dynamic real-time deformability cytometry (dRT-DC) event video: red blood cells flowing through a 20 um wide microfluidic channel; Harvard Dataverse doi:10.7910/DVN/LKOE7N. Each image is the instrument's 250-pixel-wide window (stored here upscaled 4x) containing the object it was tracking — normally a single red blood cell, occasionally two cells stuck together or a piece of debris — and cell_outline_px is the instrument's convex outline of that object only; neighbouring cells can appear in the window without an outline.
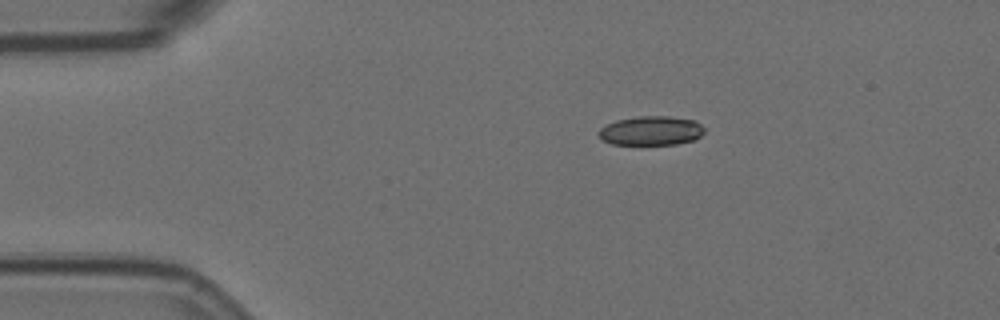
{"species": "Egyptian fruit bat (a non-hibernating species)", "species_latin": "Rousettus aegyptiacus", "temperature_condition": "room temperature", "stored_images_in_passage": 2, "camera_frame_rate_fps": 3000, "um_per_image_px": 0.085, "animal": {"sex": "female"}, "frame": {"image": 1, "passage_image": 2, "time_ms": 0.333, "image_size_px": [1000, 320], "cell_outline_px": [[704, 132], [696, 140], [676, 144], [612, 144], [604, 140], [596, 132], [600, 128], [616, 120], [636, 116], [668, 116], [696, 120], [704, 128]], "centroid_in_image_um": [55.37, 11.1], "position_along_channel_um": 29.6, "area_um2": 18.03}}